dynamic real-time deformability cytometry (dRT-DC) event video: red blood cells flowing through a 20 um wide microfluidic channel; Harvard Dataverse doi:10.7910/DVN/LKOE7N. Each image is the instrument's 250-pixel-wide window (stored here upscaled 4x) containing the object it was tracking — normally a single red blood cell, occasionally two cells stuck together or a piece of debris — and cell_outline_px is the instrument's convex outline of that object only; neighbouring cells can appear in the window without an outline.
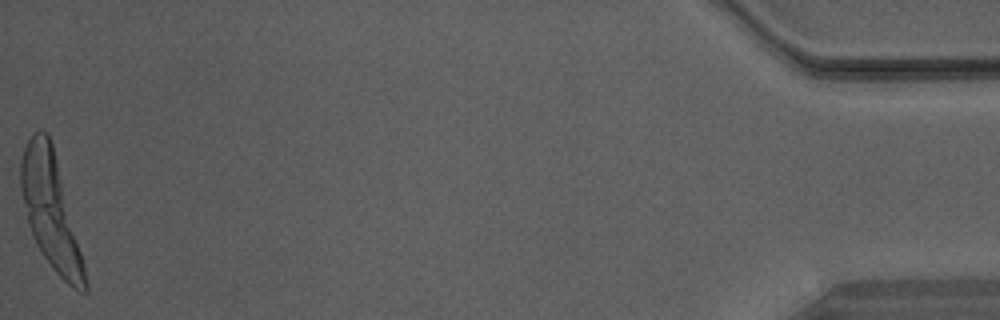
{"species": "Egyptian fruit bat (a non-hibernating species)", "species_latin": "Rousettus aegyptiacus", "temperature_condition": "warm", "stored_images_in_passage": 46, "camera_frame_rate_fps": 3000, "um_per_image_px": 0.085, "animal": {"sex": "male"}, "frame": {"image": 1, "passage_image": 46, "time_ms": 15.0, "image_size_px": [1000, 320], "cell_outline_px": [[88, 292], [80, 292], [72, 288], [52, 268], [40, 252], [32, 236], [28, 224], [20, 188], [20, 160], [24, 148], [28, 140], [40, 128], [48, 132], [52, 144], [84, 264], [88, 284]], "centroid_in_image_um": [4.29, 17.94], "position_along_channel_um": 430.9, "area_um2": 42.19}}